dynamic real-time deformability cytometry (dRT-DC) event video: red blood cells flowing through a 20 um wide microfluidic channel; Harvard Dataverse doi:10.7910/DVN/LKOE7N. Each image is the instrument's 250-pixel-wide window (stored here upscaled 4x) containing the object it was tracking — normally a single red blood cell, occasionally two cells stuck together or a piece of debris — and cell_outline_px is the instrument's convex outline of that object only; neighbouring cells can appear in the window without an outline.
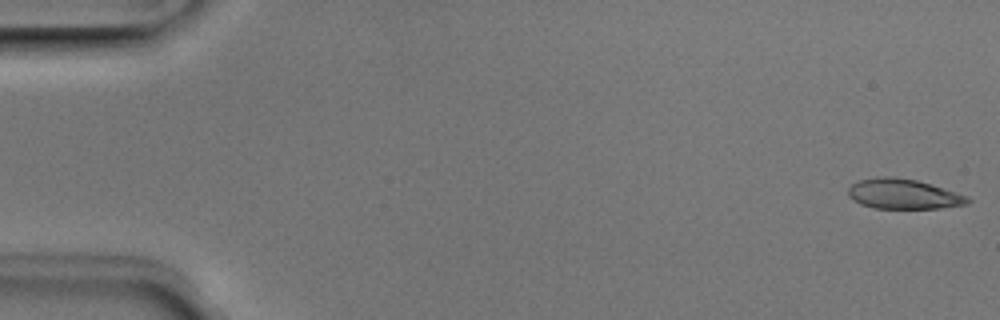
{"species": "Egyptian fruit bat (a non-hibernating species)", "species_latin": "Rousettus aegyptiacus", "temperature_condition": "room temperature", "stored_images_in_passage": 51, "camera_frame_rate_fps": 3000, "um_per_image_px": 0.085, "animal": {"sex": "male"}, "frame": {"image": 1, "passage_image": 1, "time_ms": 0.0, "image_size_px": [1000, 320], "cell_outline_px": [[972, 200], [968, 204], [940, 208], [872, 208], [860, 204], [852, 200], [848, 196], [848, 188], [852, 184], [860, 180], [880, 176], [892, 176], [916, 180], [968, 196]], "centroid_in_image_um": [76.76, 16.49], "position_along_channel_um": 8.2, "area_um2": 20.87}}
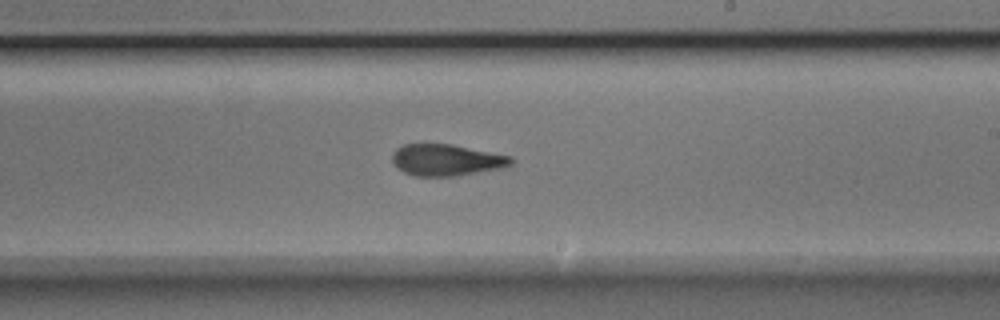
{"frame": {"image": 2, "passage_image": 30, "time_ms": 9.667, "image_size_px": [1000, 320], "cell_outline_px": [[516, 160], [512, 164], [504, 168], [456, 176], [416, 176], [404, 172], [396, 168], [392, 164], [392, 152], [396, 148], [404, 144], [452, 144], [512, 156]], "centroid_in_image_um": [37.96, 13.6], "position_along_channel_um": 251.0, "area_um2": 22.2}}
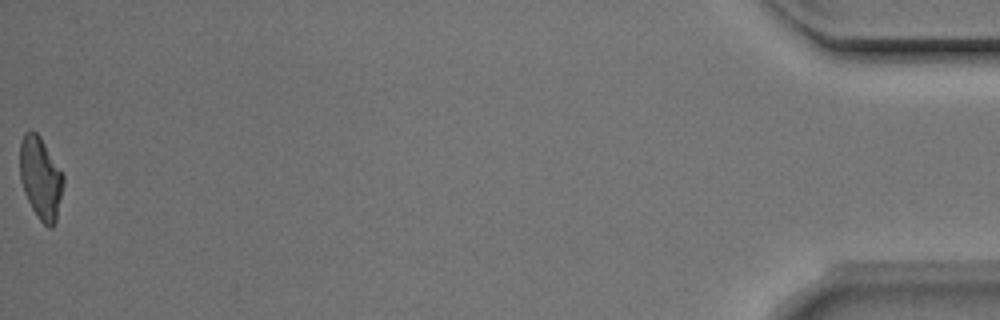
{"frame": {"image": 3, "passage_image": 51, "time_ms": 16.667, "image_size_px": [1000, 320], "cell_outline_px": [[64, 184], [56, 220], [52, 228], [48, 228], [40, 220], [32, 208], [24, 192], [20, 180], [20, 140], [24, 132], [32, 128], [40, 136], [64, 176]], "centroid_in_image_um": [3.44, 15.11], "position_along_channel_um": 431.8, "area_um2": 20.87}, "authors_computed_cell_mechanics": {"area_um2": 21.7906, "velocity_mm_per_s": 3.992, "shape_relaxation_time_tau1_ms": 3.4163, "shape_relaxation_time_tau2_ms": 2.1076, "deformation_change_tau1": 0.1775, "deformation_change_tau2": 0.1087}}